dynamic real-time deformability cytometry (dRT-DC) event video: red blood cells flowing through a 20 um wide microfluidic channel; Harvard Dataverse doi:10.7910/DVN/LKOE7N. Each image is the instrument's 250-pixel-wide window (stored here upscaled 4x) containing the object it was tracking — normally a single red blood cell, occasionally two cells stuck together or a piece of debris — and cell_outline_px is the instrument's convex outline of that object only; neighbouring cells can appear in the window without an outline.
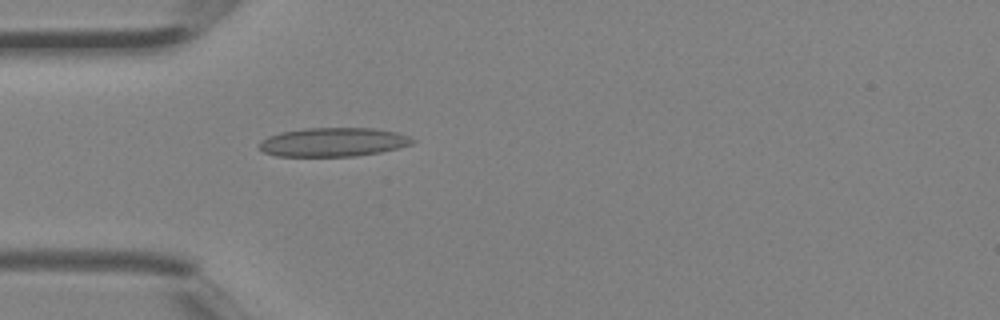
{"species": "Egyptian fruit bat (a non-hibernating species)", "species_latin": "Rousettus aegyptiacus", "temperature_condition": "room temperature", "stored_images_in_passage": 3, "camera_frame_rate_fps": 3000, "um_per_image_px": 0.085, "animal": {"sex": "female"}, "frame": {"image": 1, "passage_image": 3, "time_ms": 0.667, "image_size_px": [1000, 320], "cell_outline_px": [[416, 140], [412, 144], [400, 148], [380, 152], [356, 156], [276, 156], [264, 152], [260, 148], [260, 144], [268, 136], [280, 132], [304, 128], [372, 128], [396, 132], [408, 136]], "centroid_in_image_um": [28.35, 12.08], "position_along_channel_um": 56.6, "area_um2": 25.72}}